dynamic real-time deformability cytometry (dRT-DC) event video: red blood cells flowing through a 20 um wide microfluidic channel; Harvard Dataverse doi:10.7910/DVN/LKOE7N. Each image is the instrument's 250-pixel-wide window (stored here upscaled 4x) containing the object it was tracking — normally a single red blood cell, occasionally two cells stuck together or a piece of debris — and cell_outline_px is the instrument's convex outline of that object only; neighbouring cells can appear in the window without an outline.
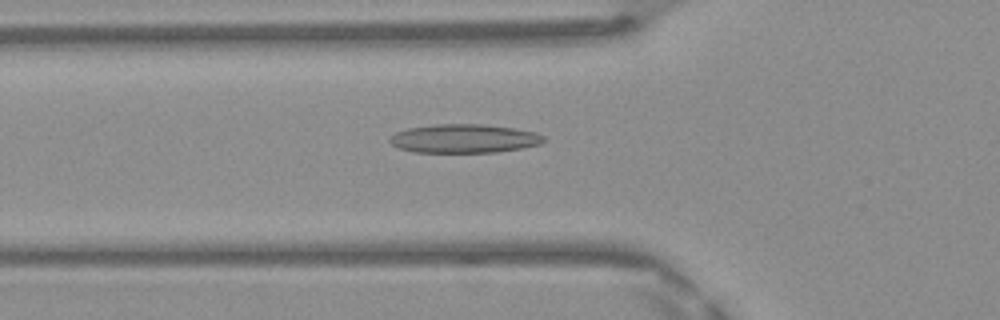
{"species": "Egyptian fruit bat (a non-hibernating species)", "species_latin": "Rousettus aegyptiacus", "temperature_condition": "warm", "stored_images_in_passage": 46, "camera_frame_rate_fps": 3000, "um_per_image_px": 0.085, "frame": {"image": 1, "passage_image": 17, "time_ms": 5.333, "image_size_px": [1000, 320], "cell_outline_px": [[544, 140], [540, 144], [520, 148], [496, 152], [412, 152], [400, 148], [392, 144], [388, 140], [396, 132], [408, 128], [436, 124], [484, 124], [512, 128], [536, 132], [544, 136]], "centroid_in_image_um": [39.44, 11.77], "position_along_channel_um": 86.4, "area_um2": 25.61}}
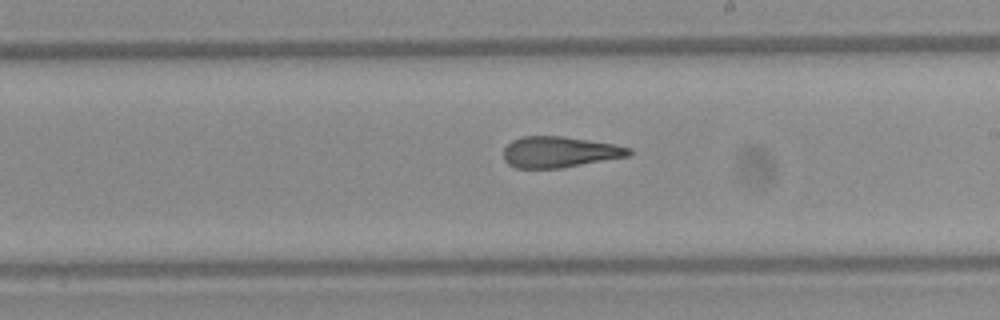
{"frame": {"image": 2, "passage_image": 28, "time_ms": 9.0, "image_size_px": [1000, 320], "cell_outline_px": [[632, 152], [628, 156], [560, 168], [516, 168], [508, 164], [504, 160], [504, 148], [512, 140], [524, 136], [564, 136], [612, 144], [632, 148]], "centroid_in_image_um": [47.53, 12.92], "position_along_channel_um": 241.5, "area_um2": 22.48}}
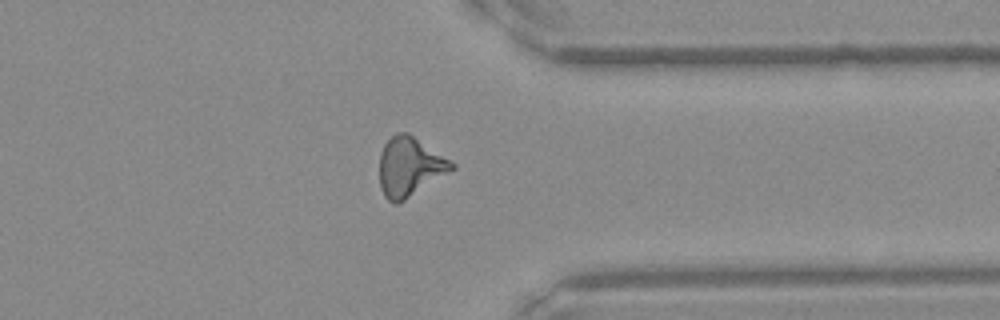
{"frame": {"image": 3, "passage_image": 38, "time_ms": 12.333, "image_size_px": [1000, 320], "cell_outline_px": [[456, 168], [404, 200], [396, 204], [388, 200], [384, 196], [380, 184], [380, 152], [384, 144], [396, 132], [408, 132], [456, 164]], "centroid_in_image_um": [34.82, 14.16], "position_along_channel_um": 376.6, "area_um2": 24.68}}